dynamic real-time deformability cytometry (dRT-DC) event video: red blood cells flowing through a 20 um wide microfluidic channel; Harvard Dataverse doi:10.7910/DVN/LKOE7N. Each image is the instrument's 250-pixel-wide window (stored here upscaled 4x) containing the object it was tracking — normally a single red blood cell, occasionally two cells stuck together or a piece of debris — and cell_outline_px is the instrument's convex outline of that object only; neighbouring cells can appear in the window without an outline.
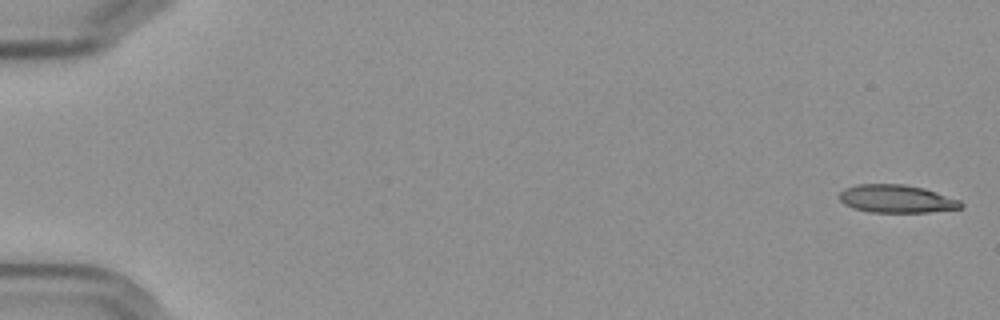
{"species": "Egyptian fruit bat (a non-hibernating species)", "species_latin": "Rousettus aegyptiacus", "temperature_condition": "cold", "stored_images_in_passage": 4, "camera_frame_rate_fps": 3000, "um_per_image_px": 0.085, "frame": {"image": 1, "passage_image": 1, "time_ms": 0.0, "image_size_px": [1000, 320], "cell_outline_px": [[964, 204], [960, 208], [928, 212], [868, 212], [852, 208], [844, 204], [840, 200], [840, 192], [844, 188], [856, 184], [904, 184], [924, 188], [960, 200]], "centroid_in_image_um": [76.18, 16.89], "position_along_channel_um": 8.8, "area_um2": 19.83}}